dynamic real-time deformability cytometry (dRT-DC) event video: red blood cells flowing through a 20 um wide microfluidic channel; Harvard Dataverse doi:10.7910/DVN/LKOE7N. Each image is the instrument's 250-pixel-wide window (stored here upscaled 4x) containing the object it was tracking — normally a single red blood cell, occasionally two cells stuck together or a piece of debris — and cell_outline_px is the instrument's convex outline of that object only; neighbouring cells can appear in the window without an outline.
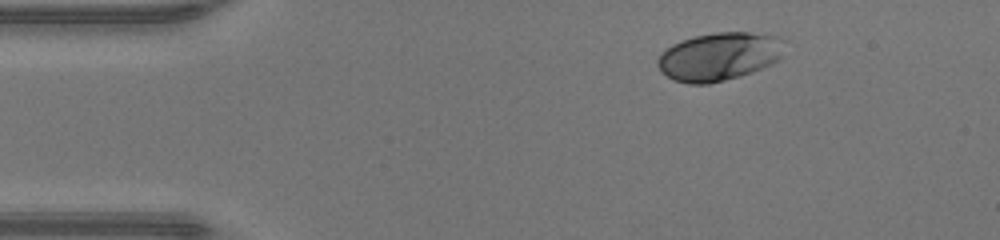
{"species": "human", "species_latin": "Homo sapiens", "temperature_condition": "warm", "stored_images_in_passage": 42, "camera_frame_rate_fps": 3000, "um_per_image_px": 0.085, "donor": {"sex": "male"}, "frame": {"image": 1, "passage_image": 1, "time_ms": 0.0, "image_size_px": [1000, 240], "cell_outline_px": [[780, 56], [772, 64], [752, 72], [740, 76], [708, 84], [688, 84], [672, 80], [656, 64], [656, 60], [660, 52], [672, 44], [696, 36], [716, 32], [748, 32], [776, 36]], "centroid_in_image_um": [61.01, 4.82], "position_along_channel_um": 24.0, "area_um2": 34.91}}
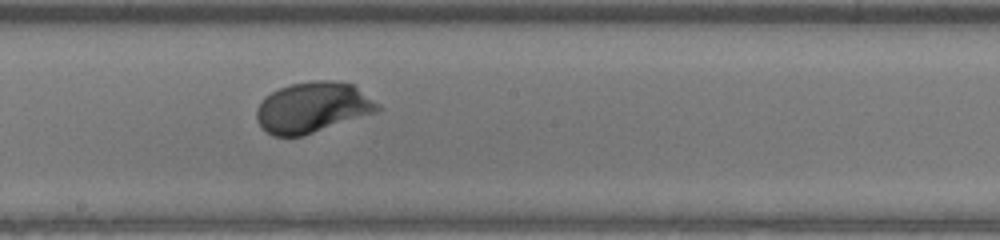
{"frame": {"image": 2, "passage_image": 20, "time_ms": 6.333, "image_size_px": [1000, 240], "cell_outline_px": [[384, 108], [380, 112], [304, 136], [272, 136], [256, 120], [256, 108], [272, 92], [280, 88], [292, 84], [312, 80], [336, 80], [352, 84], [380, 104]], "centroid_in_image_um": [26.65, 9.14], "position_along_channel_um": 221.5, "area_um2": 36.01}}
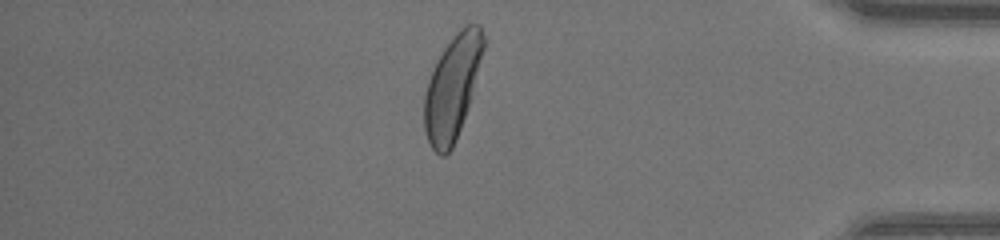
{"frame": {"image": 3, "passage_image": 35, "time_ms": 11.333, "image_size_px": [1000, 240], "cell_outline_px": [[488, 40], [468, 108], [456, 140], [452, 148], [444, 156], [440, 156], [432, 148], [428, 140], [424, 128], [424, 96], [428, 80], [436, 60], [444, 48], [456, 32], [464, 24], [480, 24]], "centroid_in_image_um": [38.49, 7.36], "position_along_channel_um": 396.7, "area_um2": 36.3}, "authors_computed_cell_mechanics": {"area_um2": 34.4488, "velocity_mm_per_s": 4.267, "shape_relaxation_time_tau1_ms": 1.6899, "shape_relaxation_time_tau2_ms": null, "deformation_change_tau1": 0.146, "deformation_change_tau2": null}}